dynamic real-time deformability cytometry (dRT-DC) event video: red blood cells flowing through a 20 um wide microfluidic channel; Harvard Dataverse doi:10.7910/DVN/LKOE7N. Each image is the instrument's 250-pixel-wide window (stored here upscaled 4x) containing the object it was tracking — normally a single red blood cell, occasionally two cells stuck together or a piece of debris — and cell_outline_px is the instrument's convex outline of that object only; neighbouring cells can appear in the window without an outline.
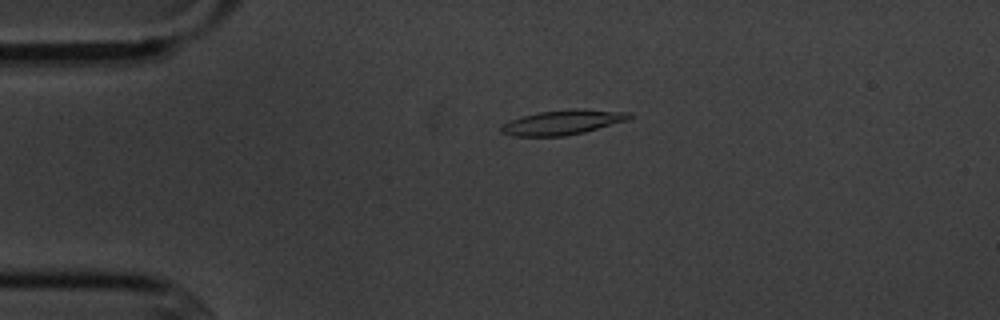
{"species": "common noctule bat (a hibernating species)", "species_latin": "Nyctalus noctula", "temperature_condition": "cold", "stored_images_in_passage": 2, "camera_frame_rate_fps": 3000, "um_per_image_px": 0.085, "animal": {"sex": "male", "body_mass_g": 20.1, "forearm_length_mm": 53.5}, "frame": {"image": 1, "passage_image": 1, "time_ms": 0.0, "image_size_px": [1000, 320], "cell_outline_px": [[636, 116], [628, 120], [584, 132], [564, 136], [512, 136], [500, 132], [500, 128], [504, 124], [520, 116], [540, 112], [572, 108], [576, 108], [632, 112]], "centroid_in_image_um": [47.89, 10.38], "position_along_channel_um": 37.1, "area_um2": 18.61}}